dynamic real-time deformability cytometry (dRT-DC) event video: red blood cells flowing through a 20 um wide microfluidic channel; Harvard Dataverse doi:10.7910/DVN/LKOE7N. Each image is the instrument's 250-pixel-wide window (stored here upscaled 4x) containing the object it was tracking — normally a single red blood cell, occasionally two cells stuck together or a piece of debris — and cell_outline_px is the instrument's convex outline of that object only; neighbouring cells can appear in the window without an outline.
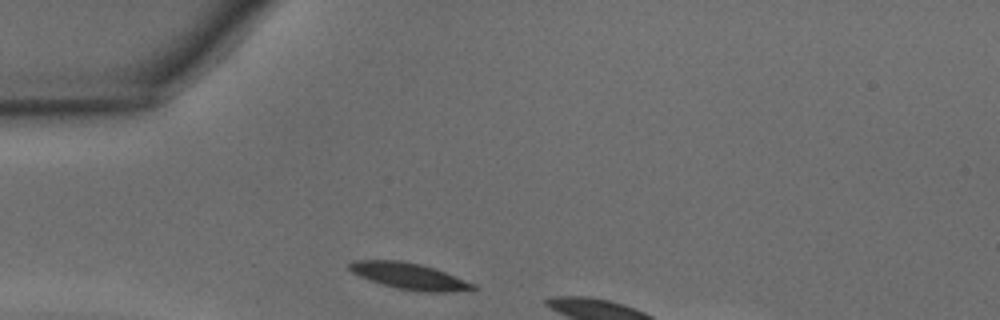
{"species": "common noctule bat (a hibernating species)", "species_latin": "Nyctalus noctula", "temperature_condition": "warm", "stored_images_in_passage": 5, "camera_frame_rate_fps": 3000, "um_per_image_px": 0.085, "animal": {"sex": "male", "body_mass_g": 15.6}, "frame": {"image": 1, "passage_image": 1, "time_ms": 0.0, "image_size_px": [1000, 320], "cell_outline_px": [[480, 288], [472, 292], [424, 292], [400, 288], [368, 280], [352, 272], [348, 268], [348, 264], [352, 260], [400, 260], [420, 264], [444, 272], [476, 284]], "centroid_in_image_um": [34.86, 23.48], "position_along_channel_um": 50.1, "area_um2": 19.07}}